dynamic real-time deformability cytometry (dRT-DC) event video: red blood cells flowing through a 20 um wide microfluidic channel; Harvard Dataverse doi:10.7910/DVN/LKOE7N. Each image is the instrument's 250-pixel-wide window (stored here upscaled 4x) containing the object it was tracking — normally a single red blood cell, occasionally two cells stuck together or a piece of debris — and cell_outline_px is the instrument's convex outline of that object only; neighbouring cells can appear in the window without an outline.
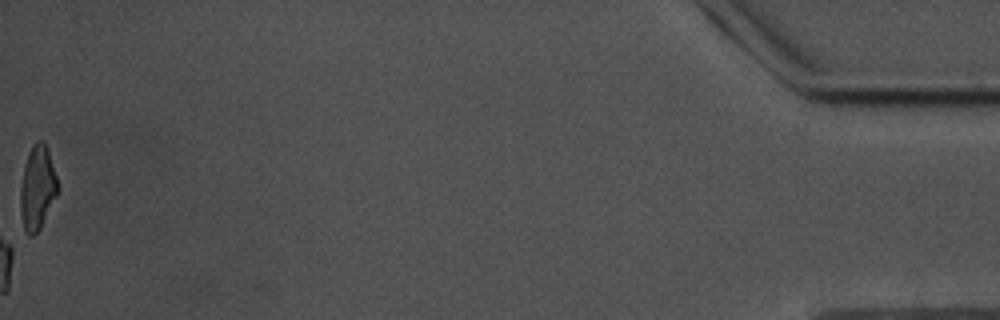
{"species": "common noctule bat (a hibernating species)", "species_latin": "Nyctalus noctula", "temperature_condition": "warm", "stored_images_in_passage": 60, "camera_frame_rate_fps": 3000, "um_per_image_px": 0.085, "animal": {"sex": "male", "body_mass_g": 17.5, "forearm_length_mm": 52.3}, "frame": {"image": 1, "passage_image": 60, "time_ms": 19.667, "image_size_px": [1000, 320], "cell_outline_px": [[60, 192], [40, 228], [32, 236], [28, 236], [24, 232], [20, 212], [20, 184], [24, 164], [28, 152], [32, 144], [36, 140], [44, 140], [48, 148], [60, 188]], "centroid_in_image_um": [3.19, 15.94], "position_along_channel_um": 432.0, "area_um2": 18.96}, "authors_computed_cell_mechanics": {"area_um2": 17.8313, "velocity_mm_per_s": 3.4719, "shape_relaxation_time_tau1_ms": 5.6466, "shape_relaxation_time_tau2_ms": null, "deformation_change_tau1": 0.1578, "deformation_change_tau2": null}}